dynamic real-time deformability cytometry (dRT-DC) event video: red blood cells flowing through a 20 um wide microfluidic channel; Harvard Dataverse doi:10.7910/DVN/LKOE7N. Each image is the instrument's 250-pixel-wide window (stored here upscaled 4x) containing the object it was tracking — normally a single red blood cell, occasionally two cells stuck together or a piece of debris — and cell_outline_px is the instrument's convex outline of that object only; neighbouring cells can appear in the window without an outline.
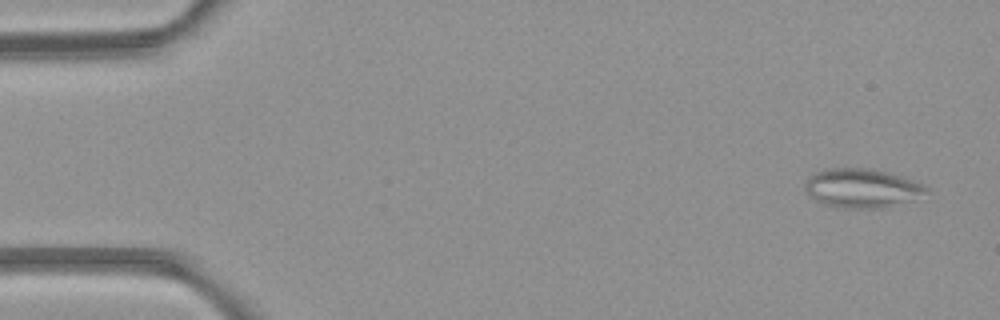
{"species": "common noctule bat (a hibernating species)", "species_latin": "Nyctalus noctula", "temperature_condition": "room temperature", "stored_images_in_passage": 4, "camera_frame_rate_fps": 3000, "um_per_image_px": 0.085, "animal": {"sex": "female", "body_mass_g": 21.9}, "frame": {"image": 1, "passage_image": 4, "time_ms": 4.333, "image_size_px": [1000, 320], "cell_outline_px": [[928, 188], [908, 200], [880, 208], [840, 208], [824, 204], [808, 196], [804, 188], [804, 184], [816, 172], [824, 168], [864, 168], [884, 172], [900, 176], [924, 184]], "centroid_in_image_um": [73.14, 15.99], "position_along_channel_um": 11.9, "area_um2": 26.82}}